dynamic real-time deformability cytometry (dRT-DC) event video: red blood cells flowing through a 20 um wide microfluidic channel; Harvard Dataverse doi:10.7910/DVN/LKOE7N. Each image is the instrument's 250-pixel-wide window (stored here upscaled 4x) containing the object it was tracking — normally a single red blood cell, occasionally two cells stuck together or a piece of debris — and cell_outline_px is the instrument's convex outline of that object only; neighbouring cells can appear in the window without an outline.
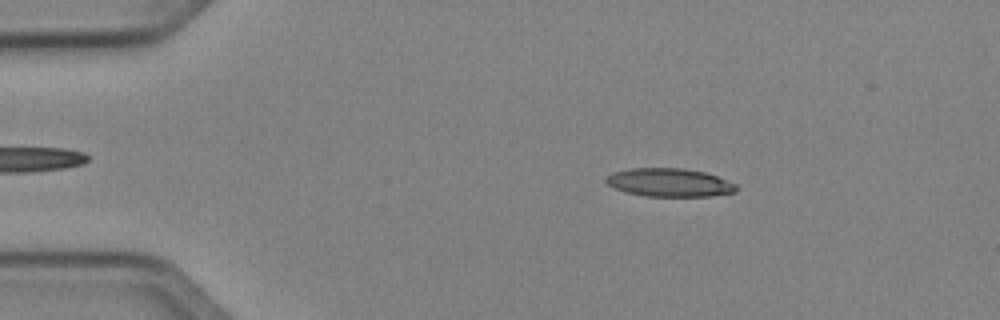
{"species": "Egyptian fruit bat (a non-hibernating species)", "species_latin": "Rousettus aegyptiacus", "temperature_condition": "cold", "stored_images_in_passage": 42, "camera_frame_rate_fps": 3000, "um_per_image_px": 0.085, "animal": {"sex": "female"}, "frame": {"image": 1, "passage_image": 8, "time_ms": 2.333, "image_size_px": [1000, 320], "cell_outline_px": [[736, 192], [712, 196], [644, 196], [624, 192], [608, 184], [604, 180], [604, 176], [612, 172], [632, 168], [684, 168], [704, 172], [716, 176], [736, 184]], "centroid_in_image_um": [56.86, 15.51], "position_along_channel_um": 28.1, "area_um2": 21.56}}
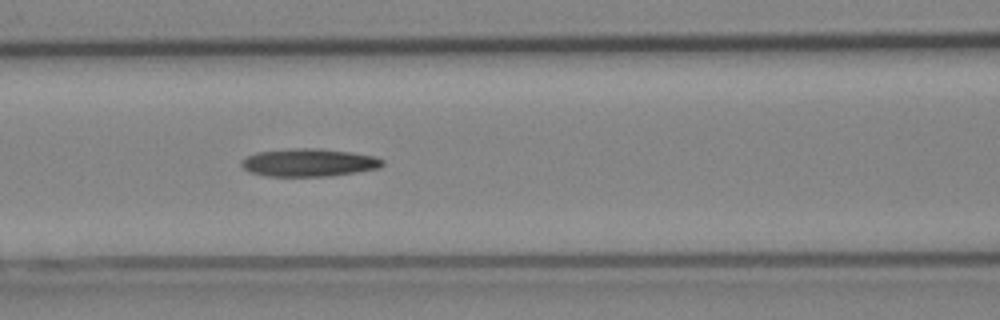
{"frame": {"image": 2, "passage_image": 21, "time_ms": 6.667, "image_size_px": [1000, 320], "cell_outline_px": [[384, 164], [380, 168], [332, 176], [268, 176], [252, 172], [244, 168], [240, 164], [240, 160], [256, 152], [292, 148], [320, 148], [352, 152], [372, 156], [384, 160]], "centroid_in_image_um": [26.26, 13.81], "position_along_channel_um": 140.3, "area_um2": 22.95}}
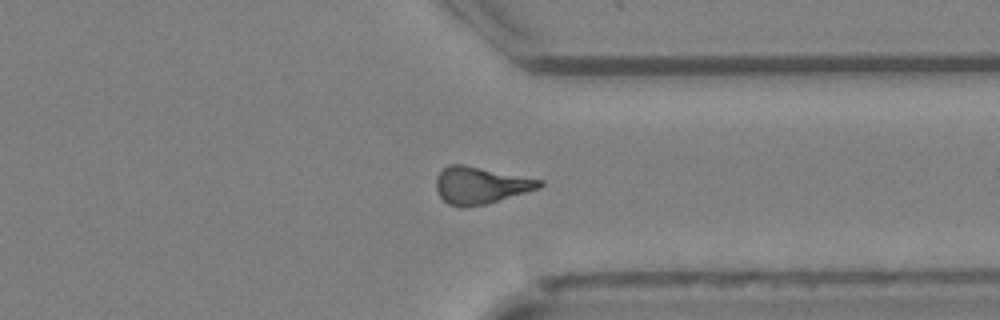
{"frame": {"image": 3, "passage_image": 38, "time_ms": 12.333, "image_size_px": [1000, 320], "cell_outline_px": [[544, 184], [540, 188], [484, 204], [464, 208], [460, 208], [448, 204], [440, 196], [436, 188], [436, 176], [448, 164], [464, 164], [544, 180]], "centroid_in_image_um": [40.83, 15.74], "position_along_channel_um": 370.6, "area_um2": 22.31}}